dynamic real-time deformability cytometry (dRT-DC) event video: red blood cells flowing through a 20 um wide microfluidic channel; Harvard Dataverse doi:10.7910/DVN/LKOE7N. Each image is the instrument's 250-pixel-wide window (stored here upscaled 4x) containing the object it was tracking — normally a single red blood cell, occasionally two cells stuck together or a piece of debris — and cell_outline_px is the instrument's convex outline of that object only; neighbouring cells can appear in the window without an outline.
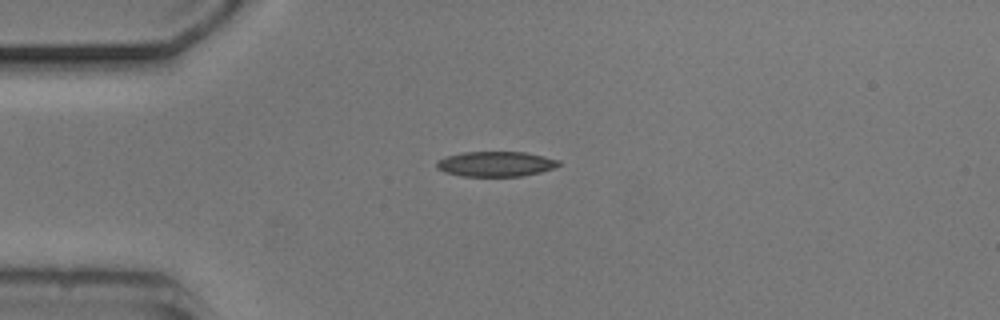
{"species": "common noctule bat (a hibernating species)", "species_latin": "Nyctalus noctula", "temperature_condition": "cold", "stored_images_in_passage": 32, "camera_frame_rate_fps": 3000, "um_per_image_px": 0.085, "animal": {"sex": "male", "body_mass_g": 20.5, "forearm_length_mm": 52.5}, "frame": {"image": 1, "passage_image": 1, "time_ms": 0.0, "image_size_px": [1000, 320], "cell_outline_px": [[560, 164], [552, 168], [540, 172], [520, 176], [460, 176], [444, 172], [436, 168], [436, 160], [444, 156], [464, 152], [524, 152], [544, 156], [560, 160]], "centroid_in_image_um": [42.08, 13.93], "position_along_channel_um": 42.9, "area_um2": 17.92}}
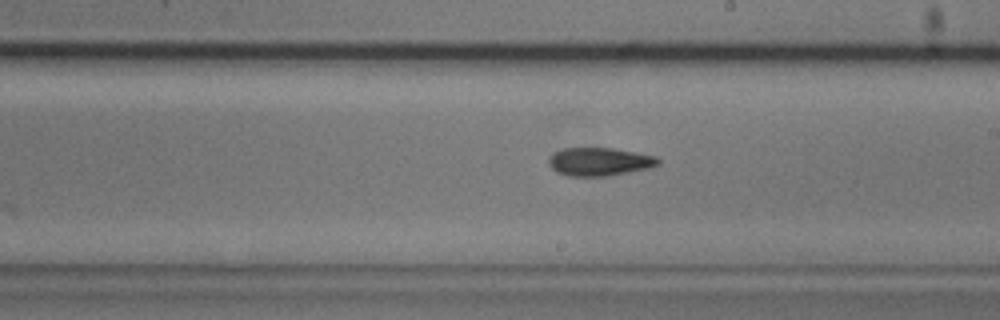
{"frame": {"image": 2, "passage_image": 18, "time_ms": 5.667, "image_size_px": [1000, 320], "cell_outline_px": [[660, 164], [648, 168], [608, 176], [568, 176], [556, 172], [548, 164], [548, 160], [552, 152], [564, 148], [612, 148], [636, 152], [656, 156], [660, 160]], "centroid_in_image_um": [50.93, 13.74], "position_along_channel_um": 238.1, "area_um2": 18.09}}
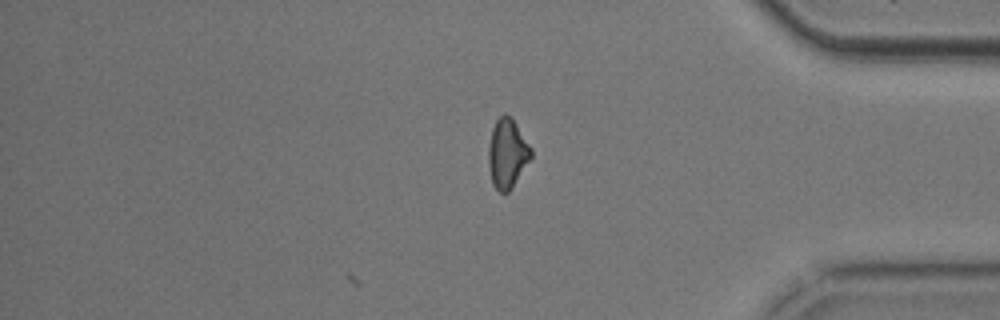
{"frame": {"image": 3, "passage_image": 32, "time_ms": 10.333, "image_size_px": [1000, 320], "cell_outline_px": [[532, 156], [512, 188], [508, 192], [500, 192], [492, 184], [488, 164], [488, 148], [492, 128], [496, 120], [504, 112], [516, 124], [532, 148]], "centroid_in_image_um": [43.11, 13.05], "position_along_channel_um": 392.1, "area_um2": 17.11}, "authors_computed_cell_mechanics": {"area_um2": 18.0336, "velocity_mm_per_s": 3.7984, "shape_relaxation_time_tau1_ms": null, "shape_relaxation_time_tau2_ms": 4.3309, "deformation_change_tau1": null, "deformation_change_tau2": 0.1276}}